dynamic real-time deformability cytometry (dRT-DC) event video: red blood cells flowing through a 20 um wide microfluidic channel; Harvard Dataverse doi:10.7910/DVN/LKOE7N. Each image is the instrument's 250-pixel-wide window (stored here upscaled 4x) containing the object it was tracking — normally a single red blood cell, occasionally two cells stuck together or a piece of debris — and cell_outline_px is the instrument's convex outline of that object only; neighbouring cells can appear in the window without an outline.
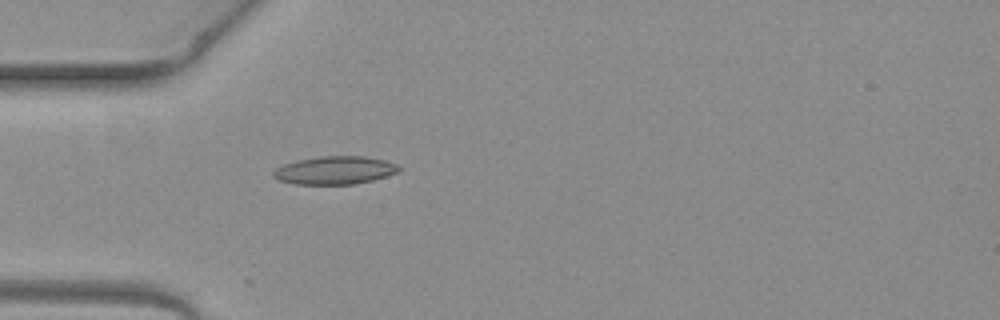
{"species": "common noctule bat (a hibernating species)", "species_latin": "Nyctalus noctula", "temperature_condition": "warm", "stored_images_in_passage": 1, "camera_frame_rate_fps": 3000, "um_per_image_px": 0.085, "animal": {"sex": "female", "body_mass_g": 19.3, "forearm_length_mm": 54.1}, "frame": {"image": 1, "passage_image": 1, "time_ms": 0.0, "image_size_px": [1000, 320], "cell_outline_px": [[400, 172], [372, 180], [356, 184], [296, 184], [280, 180], [272, 176], [272, 172], [276, 168], [284, 164], [296, 160], [320, 156], [364, 156], [384, 160], [396, 164], [400, 168]], "centroid_in_image_um": [28.46, 14.47], "position_along_channel_um": 56.5, "area_um2": 20.52}}